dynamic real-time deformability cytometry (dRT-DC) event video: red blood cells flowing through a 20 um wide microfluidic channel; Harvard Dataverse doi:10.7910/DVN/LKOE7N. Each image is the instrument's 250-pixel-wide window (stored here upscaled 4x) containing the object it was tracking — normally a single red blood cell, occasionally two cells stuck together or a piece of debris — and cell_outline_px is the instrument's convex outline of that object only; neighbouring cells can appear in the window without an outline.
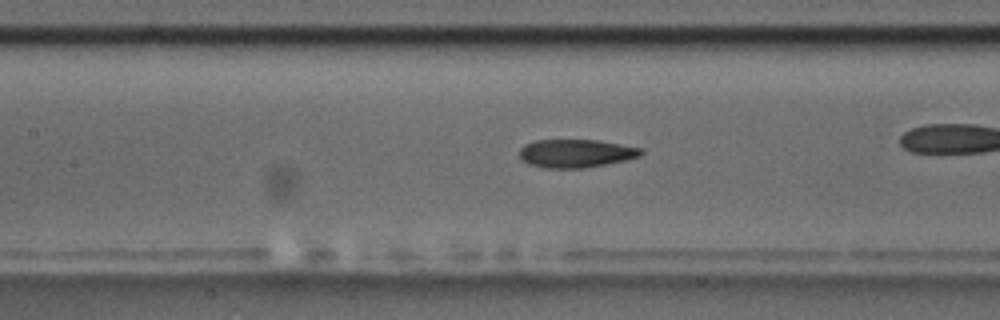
{"species": "common noctule bat (a hibernating species)", "species_latin": "Nyctalus noctula", "temperature_condition": "room temperature", "stored_images_in_passage": 46, "camera_frame_rate_fps": 3000, "um_per_image_px": 0.085, "animal": {"sex": "male", "body_mass_g": 17.5, "forearm_length_mm": 52.3}, "frame": {"image": 1, "passage_image": 27, "time_ms": 8.667, "image_size_px": [1000, 320], "cell_outline_px": [[644, 152], [640, 156], [624, 160], [584, 168], [544, 168], [528, 164], [520, 160], [520, 148], [524, 144], [536, 140], [596, 140], [640, 148]], "centroid_in_image_um": [48.88, 13.04], "position_along_channel_um": 158.5, "area_um2": 19.88}}